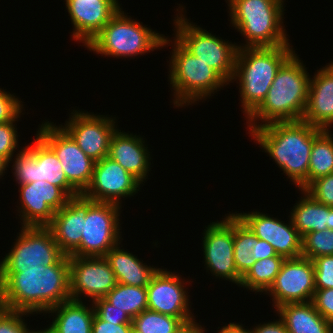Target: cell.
Listing matches in <instances>:
<instances>
[{
    "label": "cell",
    "mask_w": 333,
    "mask_h": 333,
    "mask_svg": "<svg viewBox=\"0 0 333 333\" xmlns=\"http://www.w3.org/2000/svg\"><path fill=\"white\" fill-rule=\"evenodd\" d=\"M132 324L133 333H175L184 325L177 317L149 309L134 317Z\"/></svg>",
    "instance_id": "d6a6232c"
},
{
    "label": "cell",
    "mask_w": 333,
    "mask_h": 333,
    "mask_svg": "<svg viewBox=\"0 0 333 333\" xmlns=\"http://www.w3.org/2000/svg\"><path fill=\"white\" fill-rule=\"evenodd\" d=\"M231 25L245 38L244 47L291 45L283 26L284 0H227Z\"/></svg>",
    "instance_id": "5b68a950"
},
{
    "label": "cell",
    "mask_w": 333,
    "mask_h": 333,
    "mask_svg": "<svg viewBox=\"0 0 333 333\" xmlns=\"http://www.w3.org/2000/svg\"><path fill=\"white\" fill-rule=\"evenodd\" d=\"M47 313L56 316L49 325L54 333H91L95 314L93 305L88 307L82 301L70 299L49 309Z\"/></svg>",
    "instance_id": "83f0119b"
},
{
    "label": "cell",
    "mask_w": 333,
    "mask_h": 333,
    "mask_svg": "<svg viewBox=\"0 0 333 333\" xmlns=\"http://www.w3.org/2000/svg\"><path fill=\"white\" fill-rule=\"evenodd\" d=\"M301 193L303 197L296 201L288 216L300 236L314 231L333 230V207L317 202L304 190Z\"/></svg>",
    "instance_id": "4316f807"
},
{
    "label": "cell",
    "mask_w": 333,
    "mask_h": 333,
    "mask_svg": "<svg viewBox=\"0 0 333 333\" xmlns=\"http://www.w3.org/2000/svg\"><path fill=\"white\" fill-rule=\"evenodd\" d=\"M142 183L108 156L95 162L89 186L81 194L88 200L122 206V198L138 193Z\"/></svg>",
    "instance_id": "d6986e66"
},
{
    "label": "cell",
    "mask_w": 333,
    "mask_h": 333,
    "mask_svg": "<svg viewBox=\"0 0 333 333\" xmlns=\"http://www.w3.org/2000/svg\"><path fill=\"white\" fill-rule=\"evenodd\" d=\"M10 163L3 157L0 156V179L4 177L3 175L6 173L7 167L9 168Z\"/></svg>",
    "instance_id": "7dc6e473"
},
{
    "label": "cell",
    "mask_w": 333,
    "mask_h": 333,
    "mask_svg": "<svg viewBox=\"0 0 333 333\" xmlns=\"http://www.w3.org/2000/svg\"><path fill=\"white\" fill-rule=\"evenodd\" d=\"M91 305H93L95 314L103 321L132 324V318L125 311L115 308L104 298L96 299Z\"/></svg>",
    "instance_id": "ab89813d"
},
{
    "label": "cell",
    "mask_w": 333,
    "mask_h": 333,
    "mask_svg": "<svg viewBox=\"0 0 333 333\" xmlns=\"http://www.w3.org/2000/svg\"><path fill=\"white\" fill-rule=\"evenodd\" d=\"M261 240L271 244L278 255L285 259L302 256V237L293 226L291 218L289 223L268 214L252 211L248 213L234 212Z\"/></svg>",
    "instance_id": "ffe728a7"
},
{
    "label": "cell",
    "mask_w": 333,
    "mask_h": 333,
    "mask_svg": "<svg viewBox=\"0 0 333 333\" xmlns=\"http://www.w3.org/2000/svg\"><path fill=\"white\" fill-rule=\"evenodd\" d=\"M292 47L238 48L231 83L236 81L239 84L241 107L246 118L262 103L280 67L295 53Z\"/></svg>",
    "instance_id": "277c9868"
},
{
    "label": "cell",
    "mask_w": 333,
    "mask_h": 333,
    "mask_svg": "<svg viewBox=\"0 0 333 333\" xmlns=\"http://www.w3.org/2000/svg\"><path fill=\"white\" fill-rule=\"evenodd\" d=\"M312 302L315 309L333 325V288L316 289Z\"/></svg>",
    "instance_id": "60d3db41"
},
{
    "label": "cell",
    "mask_w": 333,
    "mask_h": 333,
    "mask_svg": "<svg viewBox=\"0 0 333 333\" xmlns=\"http://www.w3.org/2000/svg\"><path fill=\"white\" fill-rule=\"evenodd\" d=\"M315 290L313 260L301 256L283 261L274 283L264 294L273 297L276 309L286 303L312 301Z\"/></svg>",
    "instance_id": "2e32d148"
},
{
    "label": "cell",
    "mask_w": 333,
    "mask_h": 333,
    "mask_svg": "<svg viewBox=\"0 0 333 333\" xmlns=\"http://www.w3.org/2000/svg\"><path fill=\"white\" fill-rule=\"evenodd\" d=\"M15 123V124H14ZM16 121L0 124V156L9 163L19 146Z\"/></svg>",
    "instance_id": "74e56055"
},
{
    "label": "cell",
    "mask_w": 333,
    "mask_h": 333,
    "mask_svg": "<svg viewBox=\"0 0 333 333\" xmlns=\"http://www.w3.org/2000/svg\"><path fill=\"white\" fill-rule=\"evenodd\" d=\"M128 17L120 9L85 47L105 57L128 58L163 48L164 34Z\"/></svg>",
    "instance_id": "52a82bcc"
},
{
    "label": "cell",
    "mask_w": 333,
    "mask_h": 333,
    "mask_svg": "<svg viewBox=\"0 0 333 333\" xmlns=\"http://www.w3.org/2000/svg\"><path fill=\"white\" fill-rule=\"evenodd\" d=\"M223 220L210 222L204 229L202 250L206 270L212 276L227 280L240 287L242 276L238 273L234 261V213Z\"/></svg>",
    "instance_id": "7c38bea8"
},
{
    "label": "cell",
    "mask_w": 333,
    "mask_h": 333,
    "mask_svg": "<svg viewBox=\"0 0 333 333\" xmlns=\"http://www.w3.org/2000/svg\"><path fill=\"white\" fill-rule=\"evenodd\" d=\"M320 128L303 120L273 122L252 129L248 134L275 161L297 188L307 187L314 135Z\"/></svg>",
    "instance_id": "7a4b0ae2"
},
{
    "label": "cell",
    "mask_w": 333,
    "mask_h": 333,
    "mask_svg": "<svg viewBox=\"0 0 333 333\" xmlns=\"http://www.w3.org/2000/svg\"><path fill=\"white\" fill-rule=\"evenodd\" d=\"M70 299L67 255L42 268L0 269V306L4 308L44 315Z\"/></svg>",
    "instance_id": "6da1fadb"
},
{
    "label": "cell",
    "mask_w": 333,
    "mask_h": 333,
    "mask_svg": "<svg viewBox=\"0 0 333 333\" xmlns=\"http://www.w3.org/2000/svg\"><path fill=\"white\" fill-rule=\"evenodd\" d=\"M204 328L205 327H202L200 323H197V320H193L191 322L185 323L175 333H205L207 330Z\"/></svg>",
    "instance_id": "bcb514c9"
},
{
    "label": "cell",
    "mask_w": 333,
    "mask_h": 333,
    "mask_svg": "<svg viewBox=\"0 0 333 333\" xmlns=\"http://www.w3.org/2000/svg\"><path fill=\"white\" fill-rule=\"evenodd\" d=\"M304 191L317 202L333 207V173L315 179Z\"/></svg>",
    "instance_id": "d590c367"
},
{
    "label": "cell",
    "mask_w": 333,
    "mask_h": 333,
    "mask_svg": "<svg viewBox=\"0 0 333 333\" xmlns=\"http://www.w3.org/2000/svg\"><path fill=\"white\" fill-rule=\"evenodd\" d=\"M285 258L281 255L255 261L242 277L240 286L252 292L266 293L275 281Z\"/></svg>",
    "instance_id": "f546056e"
},
{
    "label": "cell",
    "mask_w": 333,
    "mask_h": 333,
    "mask_svg": "<svg viewBox=\"0 0 333 333\" xmlns=\"http://www.w3.org/2000/svg\"><path fill=\"white\" fill-rule=\"evenodd\" d=\"M333 134L320 129L313 137L307 186L319 177L333 173Z\"/></svg>",
    "instance_id": "f1b7e54d"
},
{
    "label": "cell",
    "mask_w": 333,
    "mask_h": 333,
    "mask_svg": "<svg viewBox=\"0 0 333 333\" xmlns=\"http://www.w3.org/2000/svg\"><path fill=\"white\" fill-rule=\"evenodd\" d=\"M145 146V140L140 134L121 132L117 128L110 139L108 157L143 184L151 170L150 152Z\"/></svg>",
    "instance_id": "603a6c76"
},
{
    "label": "cell",
    "mask_w": 333,
    "mask_h": 333,
    "mask_svg": "<svg viewBox=\"0 0 333 333\" xmlns=\"http://www.w3.org/2000/svg\"><path fill=\"white\" fill-rule=\"evenodd\" d=\"M0 88V124L17 121L24 105L21 99Z\"/></svg>",
    "instance_id": "8d00e7d4"
},
{
    "label": "cell",
    "mask_w": 333,
    "mask_h": 333,
    "mask_svg": "<svg viewBox=\"0 0 333 333\" xmlns=\"http://www.w3.org/2000/svg\"><path fill=\"white\" fill-rule=\"evenodd\" d=\"M28 333H54L53 330L48 326L47 328L45 329H42V330H30L28 331Z\"/></svg>",
    "instance_id": "c3c4849f"
},
{
    "label": "cell",
    "mask_w": 333,
    "mask_h": 333,
    "mask_svg": "<svg viewBox=\"0 0 333 333\" xmlns=\"http://www.w3.org/2000/svg\"><path fill=\"white\" fill-rule=\"evenodd\" d=\"M316 289L333 288V255L313 259Z\"/></svg>",
    "instance_id": "f35d334b"
},
{
    "label": "cell",
    "mask_w": 333,
    "mask_h": 333,
    "mask_svg": "<svg viewBox=\"0 0 333 333\" xmlns=\"http://www.w3.org/2000/svg\"><path fill=\"white\" fill-rule=\"evenodd\" d=\"M25 315L28 317L30 313L0 306V333H28L29 326L23 318Z\"/></svg>",
    "instance_id": "e575fe53"
},
{
    "label": "cell",
    "mask_w": 333,
    "mask_h": 333,
    "mask_svg": "<svg viewBox=\"0 0 333 333\" xmlns=\"http://www.w3.org/2000/svg\"><path fill=\"white\" fill-rule=\"evenodd\" d=\"M85 218L86 198L80 195L56 211L52 222L47 226L64 255L70 256L79 247Z\"/></svg>",
    "instance_id": "cb8c5ba5"
},
{
    "label": "cell",
    "mask_w": 333,
    "mask_h": 333,
    "mask_svg": "<svg viewBox=\"0 0 333 333\" xmlns=\"http://www.w3.org/2000/svg\"><path fill=\"white\" fill-rule=\"evenodd\" d=\"M252 333H288L286 326L282 319L279 317L277 320L271 322H264L257 324L251 329Z\"/></svg>",
    "instance_id": "ee69618b"
},
{
    "label": "cell",
    "mask_w": 333,
    "mask_h": 333,
    "mask_svg": "<svg viewBox=\"0 0 333 333\" xmlns=\"http://www.w3.org/2000/svg\"><path fill=\"white\" fill-rule=\"evenodd\" d=\"M39 127L37 134L57 155L67 181L82 194L91 182L95 162L60 125L46 120Z\"/></svg>",
    "instance_id": "4fadbf2b"
},
{
    "label": "cell",
    "mask_w": 333,
    "mask_h": 333,
    "mask_svg": "<svg viewBox=\"0 0 333 333\" xmlns=\"http://www.w3.org/2000/svg\"><path fill=\"white\" fill-rule=\"evenodd\" d=\"M333 255V230L309 232L302 237V256L313 260Z\"/></svg>",
    "instance_id": "836d02e7"
},
{
    "label": "cell",
    "mask_w": 333,
    "mask_h": 333,
    "mask_svg": "<svg viewBox=\"0 0 333 333\" xmlns=\"http://www.w3.org/2000/svg\"><path fill=\"white\" fill-rule=\"evenodd\" d=\"M298 56L294 53L280 67L265 99L246 118L248 132L273 122L303 119L311 76Z\"/></svg>",
    "instance_id": "3957f363"
},
{
    "label": "cell",
    "mask_w": 333,
    "mask_h": 333,
    "mask_svg": "<svg viewBox=\"0 0 333 333\" xmlns=\"http://www.w3.org/2000/svg\"><path fill=\"white\" fill-rule=\"evenodd\" d=\"M121 243L111 248L106 254L117 283L129 286L147 287L159 268L146 265L129 251L120 248Z\"/></svg>",
    "instance_id": "d4e9b609"
},
{
    "label": "cell",
    "mask_w": 333,
    "mask_h": 333,
    "mask_svg": "<svg viewBox=\"0 0 333 333\" xmlns=\"http://www.w3.org/2000/svg\"><path fill=\"white\" fill-rule=\"evenodd\" d=\"M73 24L72 38L87 46L120 9L118 0H64Z\"/></svg>",
    "instance_id": "44dd1931"
},
{
    "label": "cell",
    "mask_w": 333,
    "mask_h": 333,
    "mask_svg": "<svg viewBox=\"0 0 333 333\" xmlns=\"http://www.w3.org/2000/svg\"><path fill=\"white\" fill-rule=\"evenodd\" d=\"M275 312L288 333H333V325L315 309L312 301L286 303Z\"/></svg>",
    "instance_id": "484cf974"
},
{
    "label": "cell",
    "mask_w": 333,
    "mask_h": 333,
    "mask_svg": "<svg viewBox=\"0 0 333 333\" xmlns=\"http://www.w3.org/2000/svg\"><path fill=\"white\" fill-rule=\"evenodd\" d=\"M121 209L122 206L115 203L86 199L81 243L70 256L104 257L111 248L121 243Z\"/></svg>",
    "instance_id": "30bf717a"
},
{
    "label": "cell",
    "mask_w": 333,
    "mask_h": 333,
    "mask_svg": "<svg viewBox=\"0 0 333 333\" xmlns=\"http://www.w3.org/2000/svg\"><path fill=\"white\" fill-rule=\"evenodd\" d=\"M10 251L0 261V269H32L54 265L64 254L48 227L21 226Z\"/></svg>",
    "instance_id": "8fae6325"
},
{
    "label": "cell",
    "mask_w": 333,
    "mask_h": 333,
    "mask_svg": "<svg viewBox=\"0 0 333 333\" xmlns=\"http://www.w3.org/2000/svg\"><path fill=\"white\" fill-rule=\"evenodd\" d=\"M32 144L21 148L13 161V175L18 185L46 181L60 187L71 199L81 194L67 181L53 149L36 133Z\"/></svg>",
    "instance_id": "9c48e42d"
},
{
    "label": "cell",
    "mask_w": 333,
    "mask_h": 333,
    "mask_svg": "<svg viewBox=\"0 0 333 333\" xmlns=\"http://www.w3.org/2000/svg\"><path fill=\"white\" fill-rule=\"evenodd\" d=\"M252 249V255L255 261L268 258V257H273L276 256L277 253L275 252L273 246L269 244L268 242L258 239L254 235V245Z\"/></svg>",
    "instance_id": "7bdbcfd3"
},
{
    "label": "cell",
    "mask_w": 333,
    "mask_h": 333,
    "mask_svg": "<svg viewBox=\"0 0 333 333\" xmlns=\"http://www.w3.org/2000/svg\"><path fill=\"white\" fill-rule=\"evenodd\" d=\"M172 46L169 62L170 87L176 108L192 105L213 96L224 86L230 85L217 71L189 53L175 38L164 36L162 47Z\"/></svg>",
    "instance_id": "8992f818"
},
{
    "label": "cell",
    "mask_w": 333,
    "mask_h": 333,
    "mask_svg": "<svg viewBox=\"0 0 333 333\" xmlns=\"http://www.w3.org/2000/svg\"><path fill=\"white\" fill-rule=\"evenodd\" d=\"M60 126L94 162L108 156L110 139L117 129L116 117L73 110Z\"/></svg>",
    "instance_id": "5bb4252c"
},
{
    "label": "cell",
    "mask_w": 333,
    "mask_h": 333,
    "mask_svg": "<svg viewBox=\"0 0 333 333\" xmlns=\"http://www.w3.org/2000/svg\"><path fill=\"white\" fill-rule=\"evenodd\" d=\"M183 9L185 10V6L180 4L176 9L179 15L176 14L173 20L175 26L173 38L189 53L217 71L230 84L234 75L238 44L216 37L212 32L209 33L190 22Z\"/></svg>",
    "instance_id": "ba28073f"
},
{
    "label": "cell",
    "mask_w": 333,
    "mask_h": 333,
    "mask_svg": "<svg viewBox=\"0 0 333 333\" xmlns=\"http://www.w3.org/2000/svg\"><path fill=\"white\" fill-rule=\"evenodd\" d=\"M104 299L115 308L125 311L132 319L148 308L146 287L117 283Z\"/></svg>",
    "instance_id": "4dcf8cb0"
},
{
    "label": "cell",
    "mask_w": 333,
    "mask_h": 333,
    "mask_svg": "<svg viewBox=\"0 0 333 333\" xmlns=\"http://www.w3.org/2000/svg\"><path fill=\"white\" fill-rule=\"evenodd\" d=\"M91 333H133V324L103 321L94 314Z\"/></svg>",
    "instance_id": "b9f144b4"
},
{
    "label": "cell",
    "mask_w": 333,
    "mask_h": 333,
    "mask_svg": "<svg viewBox=\"0 0 333 333\" xmlns=\"http://www.w3.org/2000/svg\"><path fill=\"white\" fill-rule=\"evenodd\" d=\"M243 324L239 323H230L222 326L217 333H252L251 328H244Z\"/></svg>",
    "instance_id": "f6af8a7d"
},
{
    "label": "cell",
    "mask_w": 333,
    "mask_h": 333,
    "mask_svg": "<svg viewBox=\"0 0 333 333\" xmlns=\"http://www.w3.org/2000/svg\"><path fill=\"white\" fill-rule=\"evenodd\" d=\"M20 207L18 213L22 226L47 227L55 212L71 198L60 188L46 181L18 185Z\"/></svg>",
    "instance_id": "e0dca14e"
},
{
    "label": "cell",
    "mask_w": 333,
    "mask_h": 333,
    "mask_svg": "<svg viewBox=\"0 0 333 333\" xmlns=\"http://www.w3.org/2000/svg\"><path fill=\"white\" fill-rule=\"evenodd\" d=\"M185 281L179 274L159 268L146 287L147 309L177 317L184 324L195 320Z\"/></svg>",
    "instance_id": "ac0fdd59"
},
{
    "label": "cell",
    "mask_w": 333,
    "mask_h": 333,
    "mask_svg": "<svg viewBox=\"0 0 333 333\" xmlns=\"http://www.w3.org/2000/svg\"><path fill=\"white\" fill-rule=\"evenodd\" d=\"M254 245V233L234 213V261L238 273L243 277L253 266L252 249Z\"/></svg>",
    "instance_id": "1f68e13d"
},
{
    "label": "cell",
    "mask_w": 333,
    "mask_h": 333,
    "mask_svg": "<svg viewBox=\"0 0 333 333\" xmlns=\"http://www.w3.org/2000/svg\"><path fill=\"white\" fill-rule=\"evenodd\" d=\"M117 280L105 257L69 256V292L72 300L104 298ZM82 295V296H81ZM87 297V298H86Z\"/></svg>",
    "instance_id": "9a60e30c"
},
{
    "label": "cell",
    "mask_w": 333,
    "mask_h": 333,
    "mask_svg": "<svg viewBox=\"0 0 333 333\" xmlns=\"http://www.w3.org/2000/svg\"><path fill=\"white\" fill-rule=\"evenodd\" d=\"M316 73V74H315ZM310 78L303 121L324 130L333 124V62L320 68Z\"/></svg>",
    "instance_id": "7402d4cb"
}]
</instances>
